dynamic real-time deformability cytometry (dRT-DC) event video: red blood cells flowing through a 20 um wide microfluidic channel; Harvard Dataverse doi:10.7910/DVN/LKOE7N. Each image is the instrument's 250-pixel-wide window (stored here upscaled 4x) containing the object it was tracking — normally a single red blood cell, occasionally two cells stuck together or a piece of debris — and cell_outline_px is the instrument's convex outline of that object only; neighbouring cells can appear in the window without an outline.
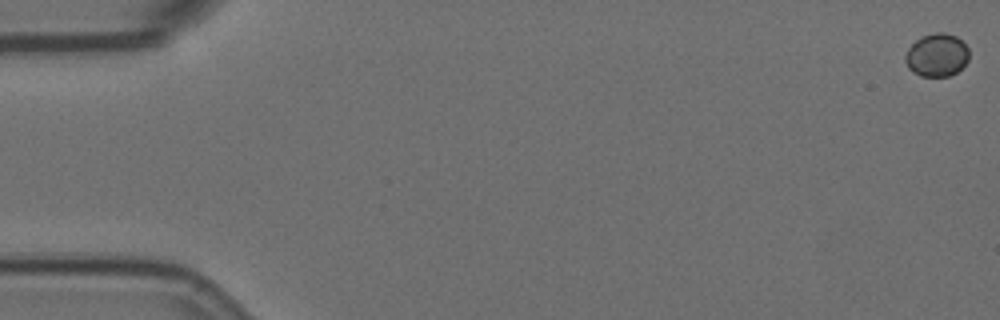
{"species": "Egyptian fruit bat (a non-hibernating species)", "species_latin": "Rousettus aegyptiacus", "temperature_condition": "room temperature", "stored_images_in_passage": 8, "camera_frame_rate_fps": 3000, "um_per_image_px": 0.085, "animal": {"sex": "female"}, "frame": {"image": 1, "passage_image": 1, "time_ms": 0.0, "image_size_px": [1000, 320], "cell_outline_px": [[968, 60], [956, 72], [948, 76], [920, 76], [912, 72], [908, 68], [904, 60], [904, 56], [908, 48], [916, 40], [924, 36], [936, 32], [944, 32], [956, 36], [968, 48]], "centroid_in_image_um": [79.6, 4.69], "position_along_channel_um": 5.4, "area_um2": 15.9}}
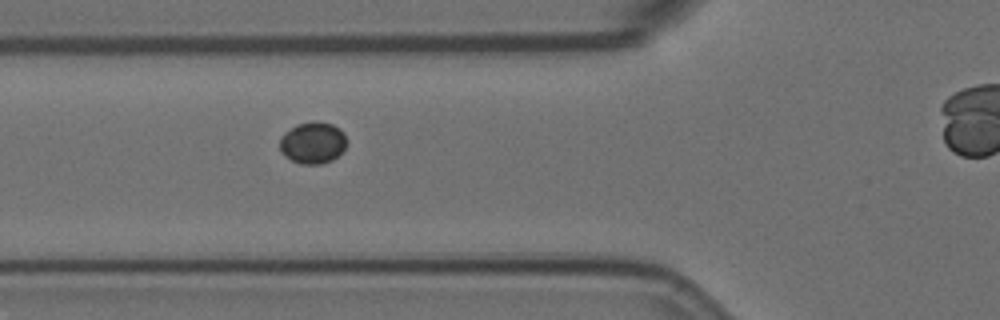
{"frame": {"image": 2, "passage_image": 7, "time_ms": 2.0, "image_size_px": [1000, 320], "cell_outline_px": [[348, 140], [344, 148], [332, 160], [320, 164], [300, 164], [284, 156], [280, 152], [280, 136], [284, 132], [296, 124], [312, 120], [316, 120], [332, 124], [340, 128], [344, 132]], "centroid_in_image_um": [26.57, 12.11], "position_along_channel_um": 99.2, "area_um2": 16.59}}